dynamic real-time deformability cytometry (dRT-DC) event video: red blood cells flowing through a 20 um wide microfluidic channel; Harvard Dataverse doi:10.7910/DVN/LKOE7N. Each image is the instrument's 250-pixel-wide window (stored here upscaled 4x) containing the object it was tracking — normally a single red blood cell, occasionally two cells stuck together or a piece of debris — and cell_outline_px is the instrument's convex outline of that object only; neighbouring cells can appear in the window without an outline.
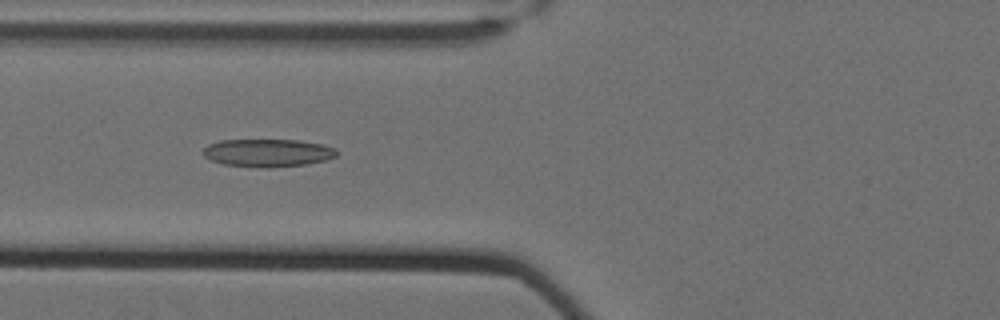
{"species": "Egyptian fruit bat (a non-hibernating species)", "species_latin": "Rousettus aegyptiacus", "temperature_condition": "cold", "stored_images_in_passage": 40, "camera_frame_rate_fps": 3000, "um_per_image_px": 0.085, "animal": {"sex": "female"}, "frame": {"image": 1, "passage_image": 6, "time_ms": 1.667, "image_size_px": [1000, 320], "cell_outline_px": [[340, 152], [336, 156], [324, 160], [308, 164], [272, 168], [260, 168], [224, 164], [212, 160], [204, 156], [204, 148], [208, 144], [220, 140], [300, 140], [324, 144], [336, 148]], "centroid_in_image_um": [22.81, 12.99], "position_along_channel_um": 103.0, "area_um2": 21.91}}
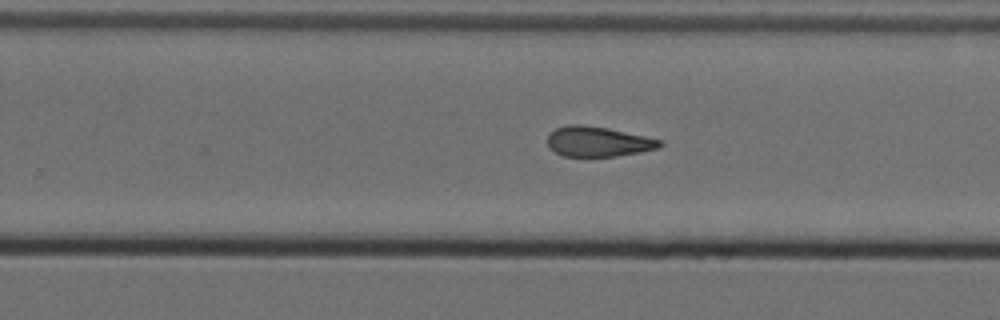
{"frame": {"image": 2, "passage_image": 21, "time_ms": 6.667, "image_size_px": [1000, 320], "cell_outline_px": [[664, 144], [660, 148], [640, 152], [616, 156], [564, 156], [556, 152], [548, 144], [548, 132], [556, 128], [568, 124], [580, 124], [608, 128], [644, 136], [660, 140]], "centroid_in_image_um": [50.83, 12.03], "position_along_channel_um": 279.0, "area_um2": 19.59}}
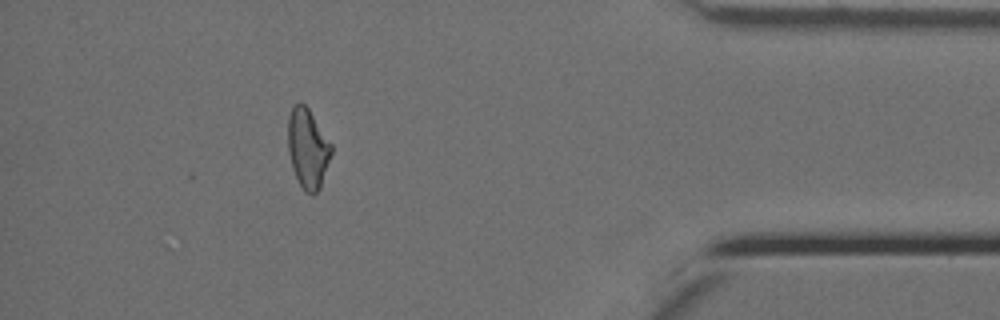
{"frame": {"image": 3, "passage_image": 35, "time_ms": 11.333, "image_size_px": [1000, 320], "cell_outline_px": [[332, 152], [320, 188], [312, 196], [304, 192], [292, 168], [288, 152], [288, 116], [292, 104], [300, 100], [308, 108], [332, 144]], "centroid_in_image_um": [26.14, 12.59], "position_along_channel_um": 409.1, "area_um2": 20.35}, "authors_computed_cell_mechanics": {"area_um2": 20.4323, "velocity_mm_per_s": 3.5203, "shape_relaxation_time_tau1_ms": null, "shape_relaxation_time_tau2_ms": 6.2443, "deformation_change_tau1": null, "deformation_change_tau2": 0.1469}}